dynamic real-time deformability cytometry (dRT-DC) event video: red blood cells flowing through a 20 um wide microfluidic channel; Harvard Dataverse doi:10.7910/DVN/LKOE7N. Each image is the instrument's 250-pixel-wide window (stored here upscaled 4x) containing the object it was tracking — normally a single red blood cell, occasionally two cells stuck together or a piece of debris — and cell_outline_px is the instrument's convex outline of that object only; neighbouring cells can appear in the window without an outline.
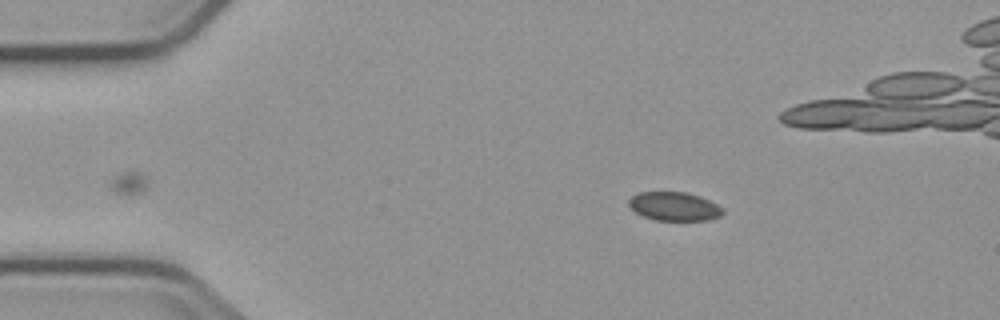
{"species": "common noctule bat (a hibernating species)", "species_latin": "Nyctalus noctula", "temperature_condition": "cold", "stored_images_in_passage": 4, "camera_frame_rate_fps": 3000, "um_per_image_px": 0.085, "animal": {"sex": "male", "body_mass_g": 23.1, "forearm_length_mm": 52.7}, "frame": {"image": 1, "passage_image": 1, "time_ms": 0.0, "image_size_px": [1000, 320], "cell_outline_px": [[724, 212], [720, 216], [708, 220], [656, 220], [644, 216], [636, 212], [628, 204], [628, 200], [632, 196], [640, 192], [688, 192], [700, 196], [724, 208]], "centroid_in_image_um": [57.33, 17.54], "position_along_channel_um": 27.7, "area_um2": 15.66}}